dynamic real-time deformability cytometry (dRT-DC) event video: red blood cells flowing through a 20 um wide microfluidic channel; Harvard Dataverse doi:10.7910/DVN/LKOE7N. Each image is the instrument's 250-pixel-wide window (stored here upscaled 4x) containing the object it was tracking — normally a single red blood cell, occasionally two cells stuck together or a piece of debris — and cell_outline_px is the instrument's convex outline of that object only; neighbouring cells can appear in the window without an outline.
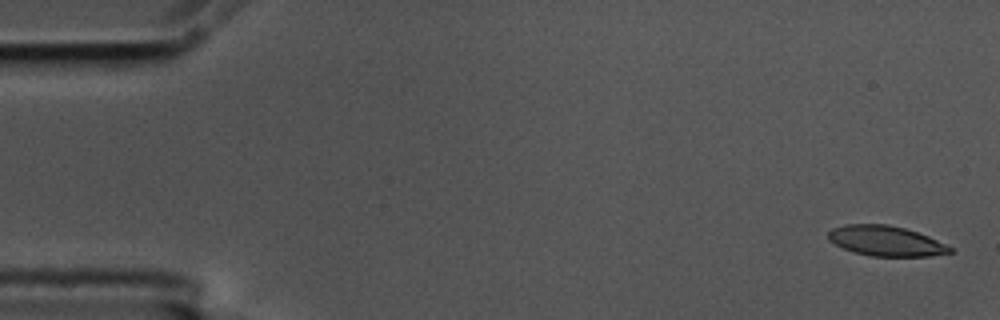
{"species": "common noctule bat (a hibernating species)", "species_latin": "Nyctalus noctula", "temperature_condition": "cold", "stored_images_in_passage": 6, "segment_of_instrument_passage": [1, 2], "camera_frame_rate_fps": 3000, "um_per_image_px": 0.085, "animal": {"sex": "male", "body_mass_g": 17.5, "forearm_length_mm": 52.3}, "frame": {"image": 1, "passage_image": 1, "time_ms": 0.0, "image_size_px": [1000, 320], "cell_outline_px": [[952, 252], [928, 256], [872, 256], [856, 252], [844, 248], [828, 240], [828, 232], [832, 228], [844, 224], [888, 224], [904, 228], [928, 236], [952, 248]], "centroid_in_image_um": [75.26, 20.47], "position_along_channel_um": 9.7, "area_um2": 21.1}}
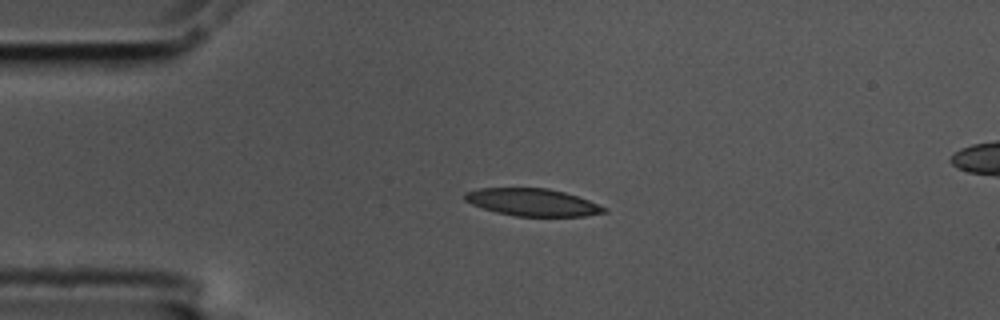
{"frame": {"image": 2, "passage_image": 4, "time_ms": 1.0, "image_size_px": [1000, 320], "cell_outline_px": [[608, 212], [584, 216], [516, 216], [496, 212], [472, 204], [464, 200], [464, 192], [480, 188], [548, 188], [564, 192], [588, 200], [608, 208]], "centroid_in_image_um": [45.27, 17.19], "position_along_channel_um": 39.7, "area_um2": 22.14}}